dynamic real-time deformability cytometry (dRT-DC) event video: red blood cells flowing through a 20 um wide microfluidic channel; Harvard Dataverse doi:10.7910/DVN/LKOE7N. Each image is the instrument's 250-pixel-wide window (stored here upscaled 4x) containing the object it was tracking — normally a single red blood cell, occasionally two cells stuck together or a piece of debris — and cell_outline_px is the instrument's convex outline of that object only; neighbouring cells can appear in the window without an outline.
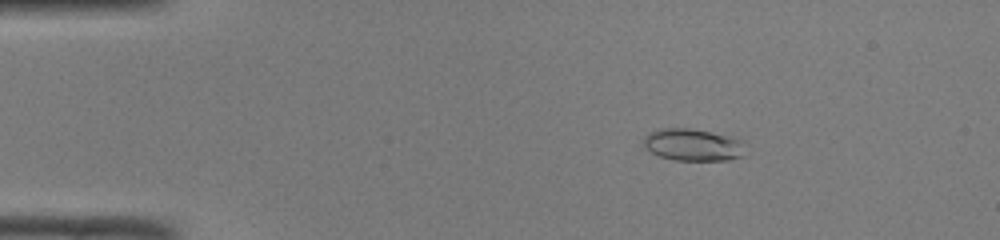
{"species": "common noctule bat (a hibernating species)", "species_latin": "Nyctalus noctula", "temperature_condition": "room temperature", "stored_images_in_passage": 50, "camera_frame_rate_fps": 3000, "um_per_image_px": 0.085, "animal": {"sex": "male", "body_mass_g": 19.0, "forearm_length_mm": 50.8}, "frame": {"image": 1, "passage_image": 9, "time_ms": 2.667, "image_size_px": [1000, 240], "cell_outline_px": [[748, 144], [740, 156], [728, 160], [676, 160], [660, 156], [644, 148], [644, 136], [648, 132], [660, 128], [688, 128], [712, 132], [740, 140]], "centroid_in_image_um": [58.87, 12.3], "position_along_channel_um": 26.1, "area_um2": 19.02}}
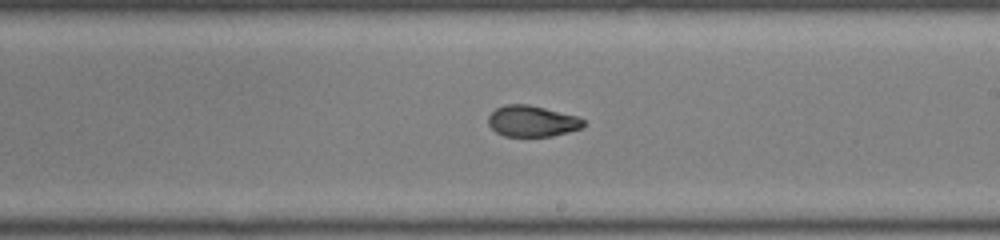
{"frame": {"image": 2, "passage_image": 30, "time_ms": 9.667, "image_size_px": [1000, 240], "cell_outline_px": [[584, 124], [580, 128], [568, 132], [552, 136], [504, 136], [496, 132], [488, 124], [488, 116], [496, 108], [504, 104], [528, 104], [580, 116], [584, 120]], "centroid_in_image_um": [45.22, 10.29], "position_along_channel_um": 243.8, "area_um2": 17.34}}
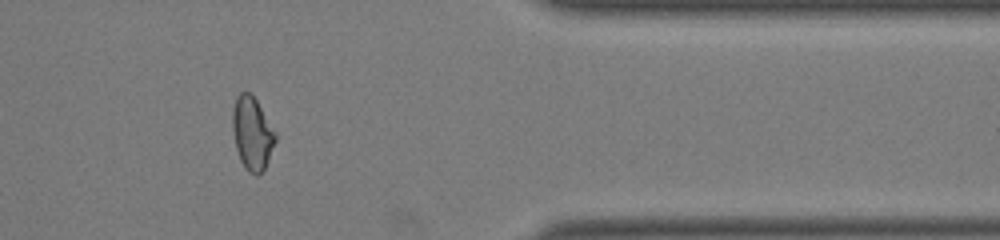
{"frame": {"image": 3, "passage_image": 42, "time_ms": 13.667, "image_size_px": [1000, 240], "cell_outline_px": [[276, 140], [268, 160], [264, 168], [256, 176], [248, 172], [244, 168], [240, 160], [236, 148], [232, 128], [232, 108], [236, 96], [240, 92], [248, 92], [256, 100], [276, 132]], "centroid_in_image_um": [21.41, 11.33], "position_along_channel_um": 390.0, "area_um2": 18.21}, "authors_computed_cell_mechanics": {"area_um2": 18.2359, "velocity_mm_per_s": 4.1179, "shape_relaxation_time_tau1_ms": 3.3886, "shape_relaxation_time_tau2_ms": 1.2772, "deformation_change_tau1": 0.1784, "deformation_change_tau2": 0.0598}}